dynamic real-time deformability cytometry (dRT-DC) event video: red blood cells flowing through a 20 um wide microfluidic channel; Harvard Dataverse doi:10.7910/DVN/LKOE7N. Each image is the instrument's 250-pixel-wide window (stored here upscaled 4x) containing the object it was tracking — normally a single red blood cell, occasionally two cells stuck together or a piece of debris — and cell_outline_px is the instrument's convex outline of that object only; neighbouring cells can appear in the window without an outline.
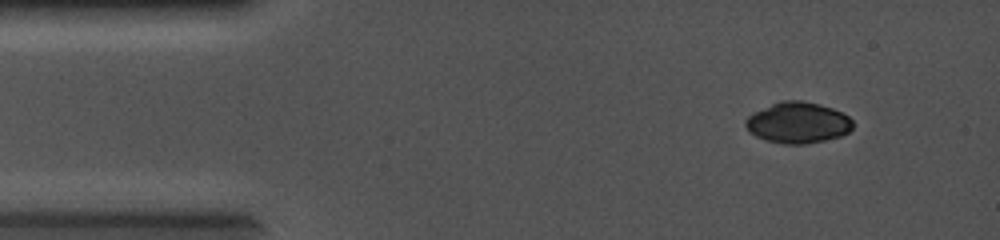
{"species": "common noctule bat (a hibernating species)", "species_latin": "Nyctalus noctula", "temperature_condition": "cold", "stored_images_in_passage": 13, "camera_frame_rate_fps": 5000, "um_per_image_px": 0.085, "animal": {"sex": "female", "body_mass_g": 19.0, "forearm_length_mm": 56.7}, "frame": {"image": 1, "passage_image": 1, "time_ms": 0.0, "image_size_px": [1000, 240], "cell_outline_px": [[852, 128], [848, 132], [840, 136], [824, 140], [804, 144], [784, 144], [768, 140], [756, 136], [748, 132], [744, 124], [744, 120], [748, 116], [772, 104], [784, 100], [804, 100], [820, 104], [832, 108], [848, 116], [852, 120]], "centroid_in_image_um": [67.81, 10.42], "position_along_channel_um": 17.2, "area_um2": 25.49}}
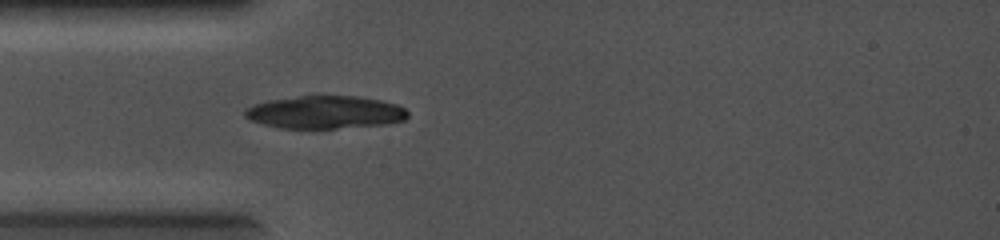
{"frame": {"image": 2, "passage_image": 13, "time_ms": 2.4, "image_size_px": [1000, 240], "cell_outline_px": [[408, 116], [404, 120], [388, 124], [336, 128], [280, 128], [264, 124], [252, 120], [244, 116], [244, 108], [252, 104], [268, 100], [312, 92], [360, 96], [380, 100], [396, 104], [404, 108], [408, 112]], "centroid_in_image_um": [27.6, 9.48], "position_along_channel_um": 57.4, "area_um2": 32.31}}